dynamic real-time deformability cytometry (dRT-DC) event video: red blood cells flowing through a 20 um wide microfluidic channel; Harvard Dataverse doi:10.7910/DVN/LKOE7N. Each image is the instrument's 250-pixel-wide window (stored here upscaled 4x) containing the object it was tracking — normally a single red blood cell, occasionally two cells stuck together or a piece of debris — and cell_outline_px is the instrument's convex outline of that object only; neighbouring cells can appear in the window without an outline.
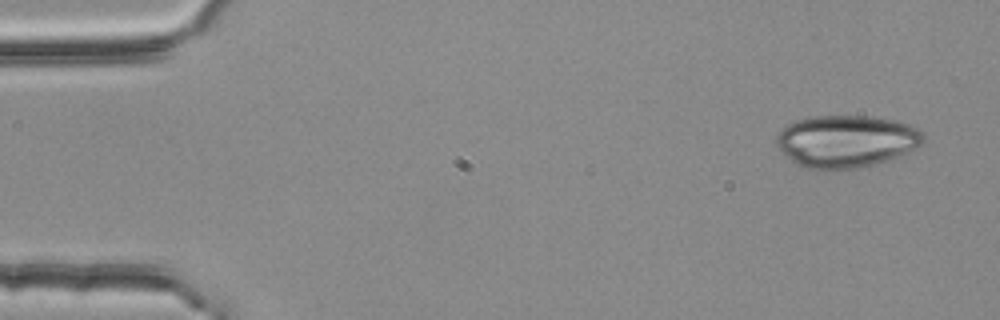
{"species": "common noctule bat (a hibernating species)", "species_latin": "Nyctalus noctula", "temperature_condition": "room temperature", "stored_images_in_passage": 3, "camera_frame_rate_fps": 3000, "um_per_image_px": 0.085, "animal": {"sex": "female", "body_mass_g": 25.1}, "frame": {"image": 1, "passage_image": 1, "time_ms": 0.0, "image_size_px": [1000, 320], "cell_outline_px": [[924, 144], [908, 152], [876, 164], [856, 168], [824, 172], [808, 168], [796, 164], [780, 152], [776, 144], [776, 136], [788, 124], [812, 116], [868, 116], [896, 120], [908, 124], [924, 132]], "centroid_in_image_um": [71.93, 12.03], "position_along_channel_um": 13.1, "area_um2": 45.26}}